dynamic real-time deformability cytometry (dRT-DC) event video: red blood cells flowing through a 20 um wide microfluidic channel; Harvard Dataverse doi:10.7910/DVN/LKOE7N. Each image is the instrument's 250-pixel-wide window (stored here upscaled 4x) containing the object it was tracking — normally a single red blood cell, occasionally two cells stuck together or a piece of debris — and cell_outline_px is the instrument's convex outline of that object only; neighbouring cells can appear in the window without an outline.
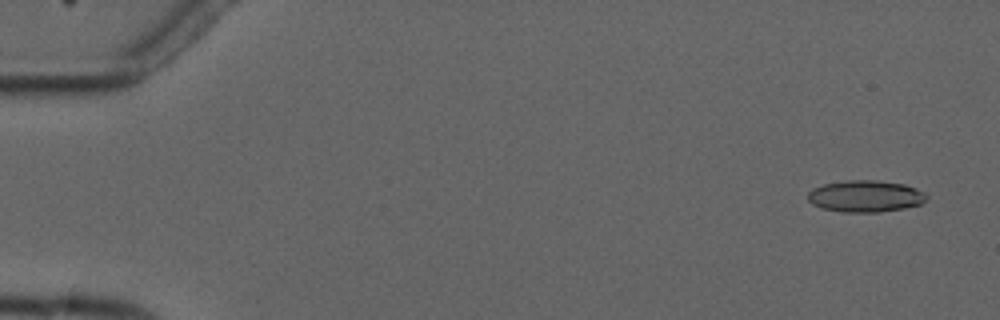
{"species": "common noctule bat (a hibernating species)", "species_latin": "Nyctalus noctula", "temperature_condition": "cold", "stored_images_in_passage": 4, "camera_frame_rate_fps": 3000, "um_per_image_px": 0.085, "animal": {"sex": "male", "forearm_length_mm": 52.5}, "frame": {"image": 1, "passage_image": 1, "time_ms": 0.0, "image_size_px": [1000, 320], "cell_outline_px": [[928, 196], [920, 204], [904, 208], [880, 212], [840, 212], [820, 208], [812, 204], [808, 200], [808, 192], [812, 188], [824, 184], [848, 180], [880, 180], [904, 184], [916, 188], [924, 192]], "centroid_in_image_um": [73.54, 16.68], "position_along_channel_um": 11.5, "area_um2": 22.08}}
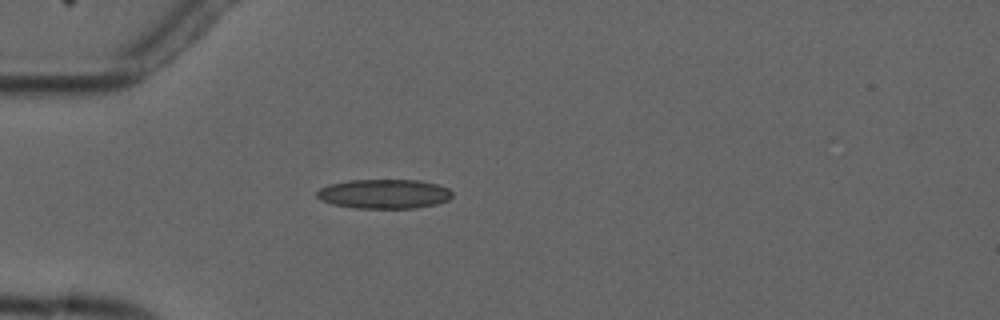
{"frame": {"image": 2, "passage_image": 4, "time_ms": 4.333, "image_size_px": [1000, 320], "cell_outline_px": [[452, 196], [448, 200], [436, 204], [416, 208], [356, 208], [332, 204], [320, 200], [316, 196], [316, 192], [320, 188], [328, 184], [348, 180], [420, 180], [440, 184], [448, 188], [452, 192]], "centroid_in_image_um": [32.65, 16.47], "position_along_channel_um": 52.4, "area_um2": 23.41}}